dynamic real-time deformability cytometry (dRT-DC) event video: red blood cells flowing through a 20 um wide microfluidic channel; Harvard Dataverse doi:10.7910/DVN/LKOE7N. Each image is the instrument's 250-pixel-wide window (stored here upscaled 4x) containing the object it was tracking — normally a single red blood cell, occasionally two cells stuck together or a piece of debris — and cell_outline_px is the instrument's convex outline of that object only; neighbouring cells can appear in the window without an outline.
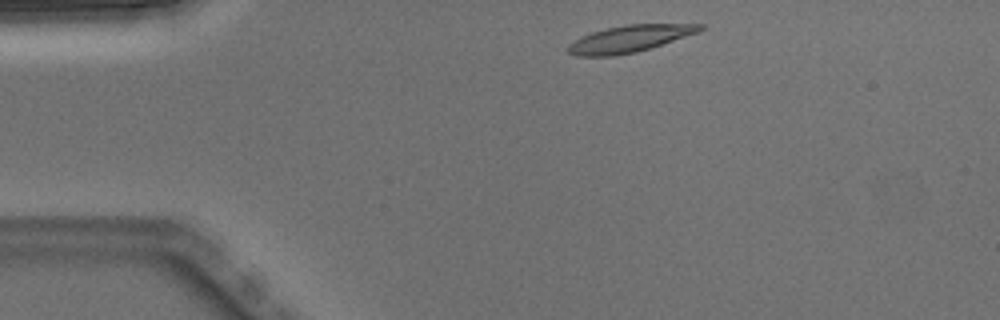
{"species": "Egyptian fruit bat (a non-hibernating species)", "species_latin": "Rousettus aegyptiacus", "temperature_condition": "warm", "stored_images_in_passage": 3, "camera_frame_rate_fps": 3000, "um_per_image_px": 0.085, "animal": {"sex": "male"}, "frame": {"image": 1, "passage_image": 1, "time_ms": 0.0, "image_size_px": [1000, 320], "cell_outline_px": [[704, 28], [700, 32], [636, 52], [616, 56], [576, 56], [568, 52], [564, 48], [568, 44], [580, 36], [592, 32], [608, 28], [628, 24], [704, 24]], "centroid_in_image_um": [53.47, 3.3], "position_along_channel_um": 31.5, "area_um2": 20.69}}
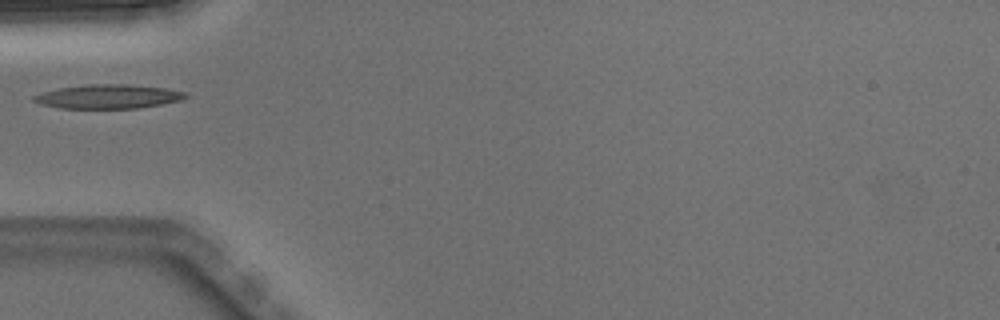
{"frame": {"image": 2, "passage_image": 3, "time_ms": 0.667, "image_size_px": [1000, 320], "cell_outline_px": [[192, 96], [180, 100], [140, 108], [60, 108], [40, 104], [32, 100], [32, 96], [44, 92], [60, 88], [88, 84], [128, 84], [164, 88], [188, 92]], "centroid_in_image_um": [9.24, 8.2], "position_along_channel_um": 75.8, "area_um2": 21.27}}